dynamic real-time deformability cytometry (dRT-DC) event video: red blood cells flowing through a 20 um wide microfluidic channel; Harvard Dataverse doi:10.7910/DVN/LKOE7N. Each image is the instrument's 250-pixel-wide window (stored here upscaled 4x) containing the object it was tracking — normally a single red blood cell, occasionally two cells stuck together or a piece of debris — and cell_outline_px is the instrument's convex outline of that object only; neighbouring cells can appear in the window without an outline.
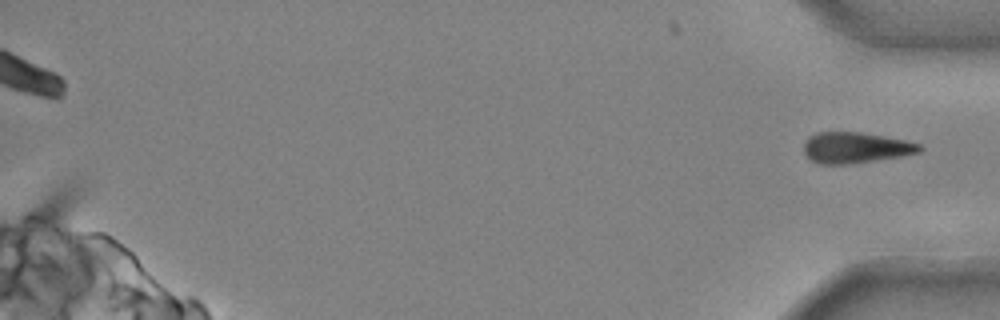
{"species": "common noctule bat (a hibernating species)", "species_latin": "Nyctalus noctula", "temperature_condition": "cold", "stored_images_in_passage": 38, "segment_of_instrument_passage": [2, 2], "camera_frame_rate_fps": 3000, "um_per_image_px": 0.085, "animal": {"sex": "male", "body_mass_g": 20.4}, "frame": {"image": 1, "passage_image": 38, "time_ms": 12.333, "image_size_px": [1000, 320], "cell_outline_px": [[924, 148], [920, 152], [900, 156], [852, 164], [816, 164], [804, 152], [804, 144], [808, 136], [816, 132], [860, 132], [884, 136], [904, 140], [920, 144]], "centroid_in_image_um": [72.7, 12.55], "position_along_channel_um": 362.5, "area_um2": 20.87}}